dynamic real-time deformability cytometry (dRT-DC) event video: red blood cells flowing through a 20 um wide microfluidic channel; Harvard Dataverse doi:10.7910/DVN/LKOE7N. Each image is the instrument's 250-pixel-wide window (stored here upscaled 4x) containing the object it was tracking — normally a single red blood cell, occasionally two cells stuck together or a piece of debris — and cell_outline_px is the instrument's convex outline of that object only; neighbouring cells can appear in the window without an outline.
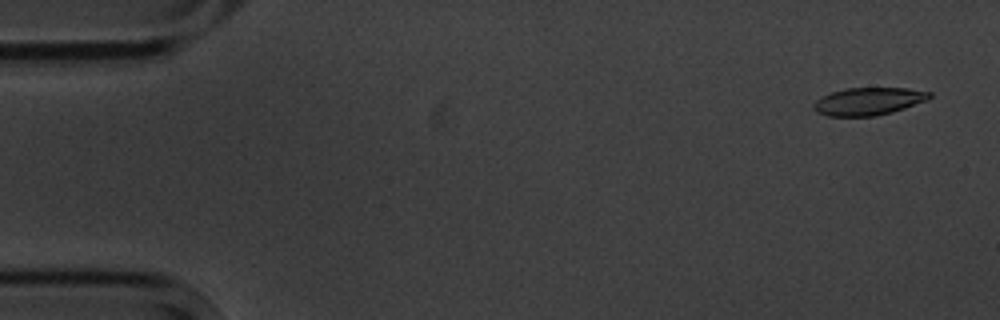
{"species": "common noctule bat (a hibernating species)", "species_latin": "Nyctalus noctula", "temperature_condition": "cold", "stored_images_in_passage": 4, "camera_frame_rate_fps": 3000, "um_per_image_px": 0.085, "animal": {"sex": "male", "body_mass_g": 20.1, "forearm_length_mm": 53.5}, "frame": {"image": 1, "passage_image": 1, "time_ms": 0.0, "image_size_px": [1000, 320], "cell_outline_px": [[932, 96], [924, 100], [904, 108], [892, 112], [876, 116], [828, 116], [816, 112], [812, 108], [816, 100], [832, 92], [848, 88], [908, 88], [932, 92]], "centroid_in_image_um": [73.8, 8.61], "position_along_channel_um": 11.2, "area_um2": 18.44}}
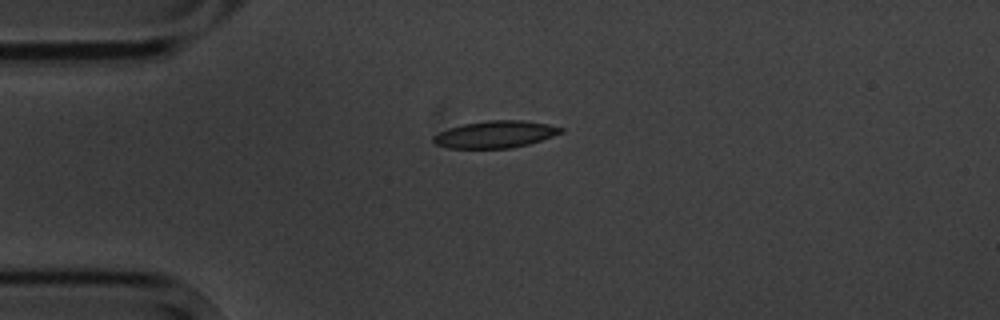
{"frame": {"image": 2, "passage_image": 4, "time_ms": 3.667, "image_size_px": [1000, 320], "cell_outline_px": [[564, 132], [528, 144], [512, 148], [448, 148], [436, 144], [432, 140], [432, 136], [448, 128], [464, 124], [488, 120], [520, 120], [548, 124], [564, 128]], "centroid_in_image_um": [42.09, 11.42], "position_along_channel_um": 42.9, "area_um2": 20.0}}